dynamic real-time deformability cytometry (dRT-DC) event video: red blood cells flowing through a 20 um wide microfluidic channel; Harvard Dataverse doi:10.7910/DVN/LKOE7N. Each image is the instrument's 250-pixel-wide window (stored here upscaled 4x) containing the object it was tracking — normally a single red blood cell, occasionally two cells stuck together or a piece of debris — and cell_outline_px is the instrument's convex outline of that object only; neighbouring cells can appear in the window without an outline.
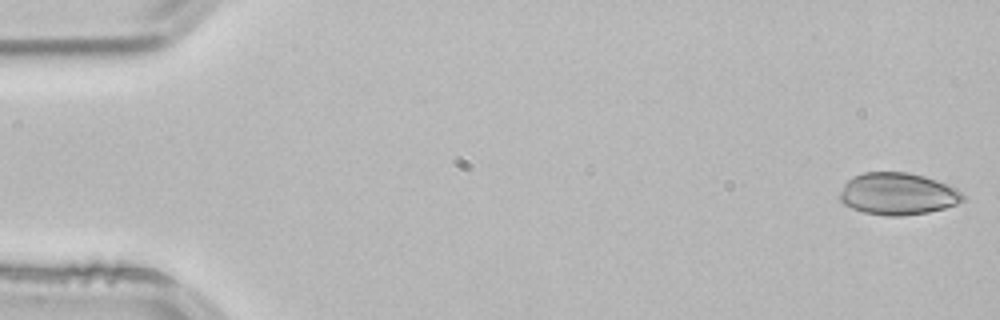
{"species": "common noctule bat (a hibernating species)", "species_latin": "Nyctalus noctula", "temperature_condition": "room temperature", "stored_images_in_passage": 3, "camera_frame_rate_fps": 3000, "um_per_image_px": 0.085, "animal": {"sex": "male", "body_mass_g": 21.5, "forearm_length_mm": 52.0}, "frame": {"image": 1, "passage_image": 1, "time_ms": 0.0, "image_size_px": [1000, 320], "cell_outline_px": [[964, 200], [956, 204], [944, 208], [928, 212], [900, 216], [884, 216], [864, 212], [852, 208], [844, 204], [840, 200], [840, 192], [844, 184], [852, 176], [864, 172], [908, 172], [924, 176], [936, 180], [956, 188], [964, 196]], "centroid_in_image_um": [76.29, 16.47], "position_along_channel_um": 8.7, "area_um2": 30.11}}